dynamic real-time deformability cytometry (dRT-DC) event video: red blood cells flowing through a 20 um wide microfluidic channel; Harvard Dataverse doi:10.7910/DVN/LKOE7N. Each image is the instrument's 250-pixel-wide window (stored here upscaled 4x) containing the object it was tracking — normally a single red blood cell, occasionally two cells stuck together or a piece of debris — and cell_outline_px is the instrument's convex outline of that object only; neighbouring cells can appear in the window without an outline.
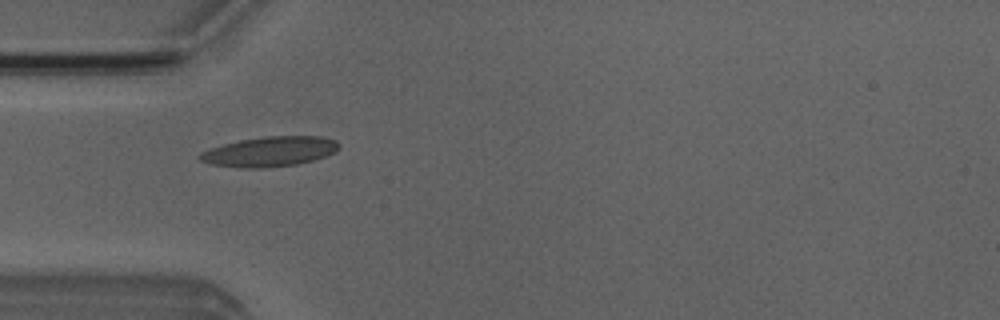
{"species": "Egyptian fruit bat (a non-hibernating species)", "species_latin": "Rousettus aegyptiacus", "temperature_condition": "room temperature", "stored_images_in_passage": 38, "camera_frame_rate_fps": 3000, "um_per_image_px": 0.085, "animal": {"sex": "male"}, "frame": {"image": 1, "passage_image": 2, "time_ms": 0.333, "image_size_px": [1000, 320], "cell_outline_px": [[340, 144], [332, 152], [324, 156], [312, 160], [296, 164], [264, 168], [244, 168], [212, 164], [200, 160], [196, 156], [200, 152], [224, 144], [240, 140], [264, 136], [320, 136], [336, 140]], "centroid_in_image_um": [22.89, 12.88], "position_along_channel_um": 62.1, "area_um2": 23.99}}
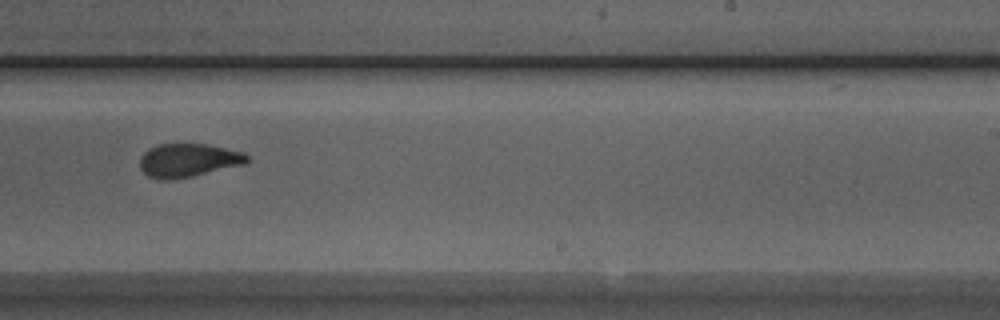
{"frame": {"image": 2, "passage_image": 18, "time_ms": 5.667, "image_size_px": [1000, 320], "cell_outline_px": [[252, 160], [244, 164], [192, 176], [168, 180], [160, 180], [148, 176], [140, 168], [140, 160], [144, 152], [148, 148], [156, 144], [208, 144], [244, 152]], "centroid_in_image_um": [16.01, 13.62], "position_along_channel_um": 273.0, "area_um2": 20.98}}
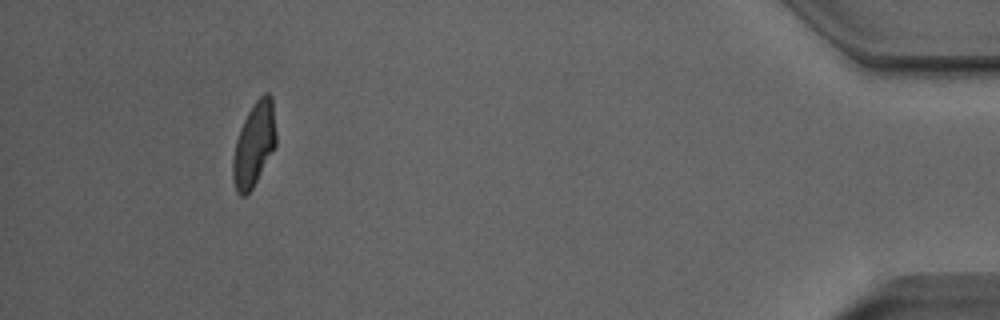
{"frame": {"image": 3, "passage_image": 34, "time_ms": 11.0, "image_size_px": [1000, 320], "cell_outline_px": [[276, 144], [252, 188], [244, 196], [240, 196], [236, 192], [232, 180], [232, 156], [236, 140], [240, 128], [248, 112], [256, 100], [264, 92], [268, 92], [272, 96], [276, 132]], "centroid_in_image_um": [21.58, 12.26], "position_along_channel_um": 413.6, "area_um2": 21.1}, "authors_computed_cell_mechanics": {"area_um2": 21.4438, "velocity_mm_per_s": 3.9679, "shape_relaxation_time_tau1_ms": 6.2639, "shape_relaxation_time_tau2_ms": 1.2744, "deformation_change_tau1": 0.1821, "deformation_change_tau2": 0.0889}}